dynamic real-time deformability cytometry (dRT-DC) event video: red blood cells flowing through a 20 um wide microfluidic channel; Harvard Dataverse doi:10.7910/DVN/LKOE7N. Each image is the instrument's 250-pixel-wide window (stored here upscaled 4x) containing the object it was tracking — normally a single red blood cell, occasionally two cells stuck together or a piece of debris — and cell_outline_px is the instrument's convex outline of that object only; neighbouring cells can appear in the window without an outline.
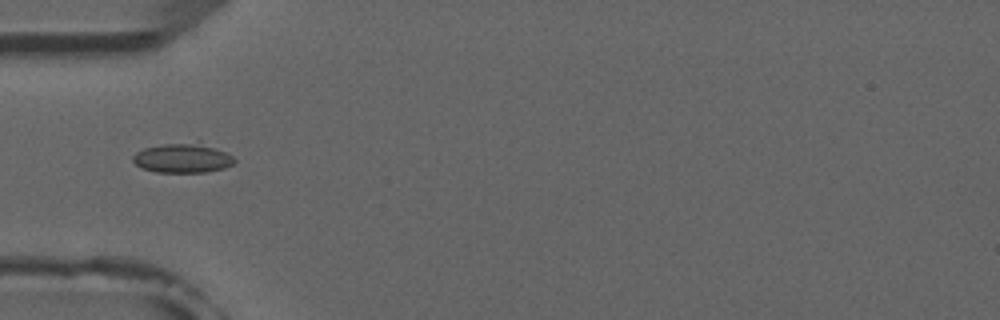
{"species": "common noctule bat (a hibernating species)", "species_latin": "Nyctalus noctula", "temperature_condition": "room temperature", "stored_images_in_passage": 6, "camera_frame_rate_fps": 3000, "um_per_image_px": 0.085, "animal": {"sex": "male", "forearm_length_mm": 52.5}, "frame": {"image": 1, "passage_image": 4, "time_ms": 4.333, "image_size_px": [1000, 320], "cell_outline_px": [[236, 160], [232, 164], [224, 168], [204, 172], [156, 172], [140, 168], [132, 160], [132, 156], [136, 152], [144, 148], [164, 144], [200, 140], [232, 156]], "centroid_in_image_um": [15.51, 13.41], "position_along_channel_um": 69.5, "area_um2": 17.69}}
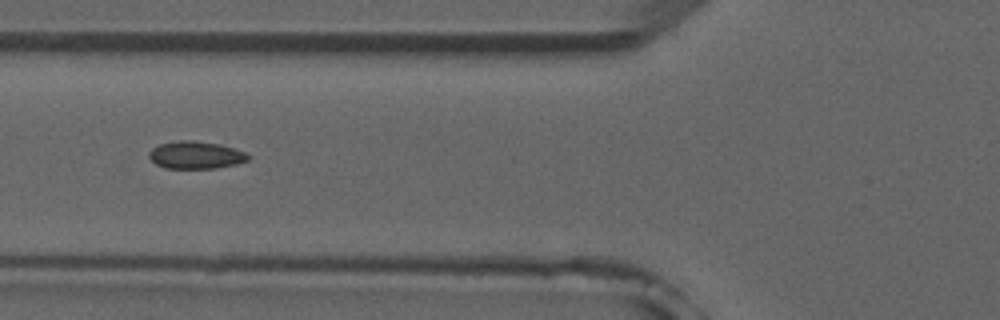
{"frame": {"image": 2, "passage_image": 5, "time_ms": 5.333, "image_size_px": [1000, 320], "cell_outline_px": [[252, 156], [248, 160], [236, 164], [216, 168], [164, 168], [156, 164], [148, 156], [148, 152], [152, 148], [160, 144], [176, 140], [192, 140], [220, 144], [236, 148]], "centroid_in_image_um": [16.65, 13.17], "position_along_channel_um": 109.2, "area_um2": 16.01}}
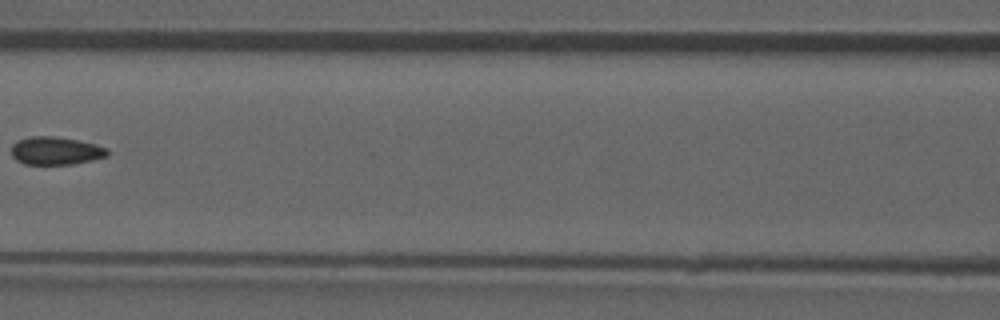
{"frame": {"image": 3, "passage_image": 6, "time_ms": 6.667, "image_size_px": [1000, 320], "cell_outline_px": [[108, 156], [92, 160], [72, 164], [24, 164], [16, 160], [12, 156], [12, 144], [16, 140], [32, 136], [56, 136], [96, 144], [108, 148]], "centroid_in_image_um": [4.73, 12.81], "position_along_channel_um": 161.9, "area_um2": 15.72}}